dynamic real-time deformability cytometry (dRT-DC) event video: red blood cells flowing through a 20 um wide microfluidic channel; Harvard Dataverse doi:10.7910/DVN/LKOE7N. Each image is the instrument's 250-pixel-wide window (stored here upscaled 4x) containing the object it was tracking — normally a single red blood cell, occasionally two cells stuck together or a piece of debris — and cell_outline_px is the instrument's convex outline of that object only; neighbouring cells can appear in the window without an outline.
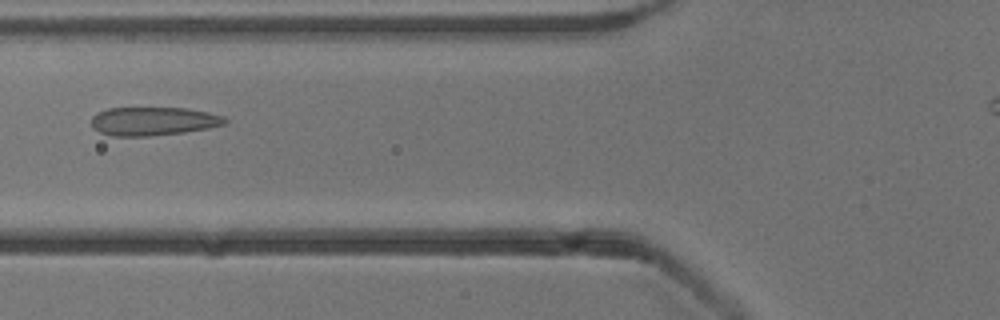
{"species": "common noctule bat (a hibernating species)", "species_latin": "Nyctalus noctula", "temperature_condition": "cold", "stored_images_in_passage": 6, "camera_frame_rate_fps": 3000, "um_per_image_px": 0.085, "animal": {"sex": "male", "body_mass_g": 13.3}, "frame": {"image": 1, "passage_image": 5, "time_ms": 4.667, "image_size_px": [1000, 320], "cell_outline_px": [[228, 120], [224, 124], [208, 128], [184, 132], [148, 136], [112, 136], [100, 132], [92, 128], [92, 116], [96, 112], [108, 108], [188, 108], [208, 112], [224, 116]], "centroid_in_image_um": [13.01, 10.3], "position_along_channel_um": 112.8, "area_um2": 22.25}}
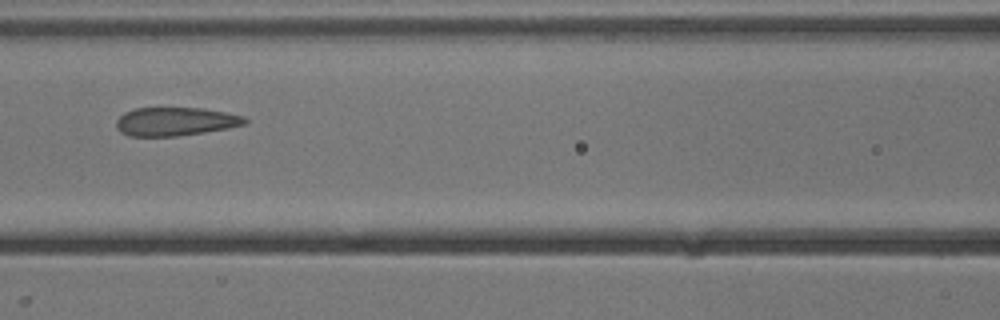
{"frame": {"image": 2, "passage_image": 6, "time_ms": 5.667, "image_size_px": [1000, 320], "cell_outline_px": [[248, 120], [244, 124], [228, 128], [204, 132], [176, 136], [128, 136], [120, 132], [116, 128], [116, 120], [124, 112], [136, 108], [204, 108], [244, 116]], "centroid_in_image_um": [14.87, 10.33], "position_along_channel_um": 151.7, "area_um2": 21.33}}